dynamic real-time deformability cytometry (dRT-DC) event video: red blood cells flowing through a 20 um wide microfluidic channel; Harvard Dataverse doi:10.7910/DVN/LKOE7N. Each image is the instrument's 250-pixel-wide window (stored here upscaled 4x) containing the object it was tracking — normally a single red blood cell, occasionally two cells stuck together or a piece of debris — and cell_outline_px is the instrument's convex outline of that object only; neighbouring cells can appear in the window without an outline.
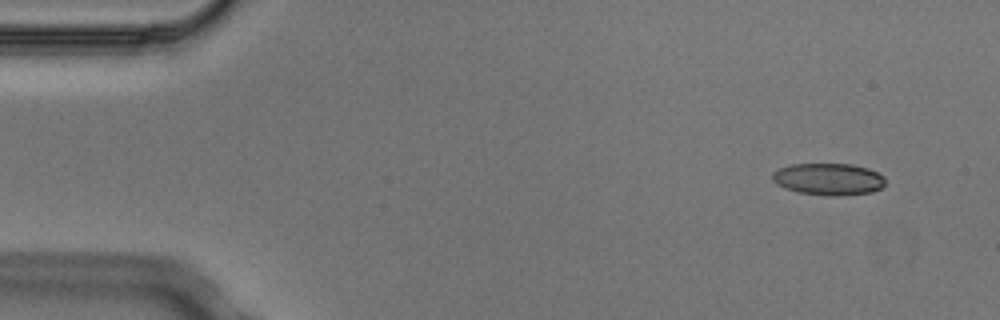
{"species": "Egyptian fruit bat (a non-hibernating species)", "species_latin": "Rousettus aegyptiacus", "temperature_condition": "cold", "stored_images_in_passage": 4, "camera_frame_rate_fps": 3000, "um_per_image_px": 0.085, "animal": {"sex": "male"}, "frame": {"image": 1, "passage_image": 1, "time_ms": 0.0, "image_size_px": [1000, 320], "cell_outline_px": [[884, 184], [880, 188], [872, 192], [836, 196], [828, 196], [800, 192], [784, 188], [776, 184], [772, 180], [772, 172], [780, 168], [792, 164], [852, 164], [868, 168], [884, 176]], "centroid_in_image_um": [70.4, 15.22], "position_along_channel_um": 14.6, "area_um2": 20.98}}
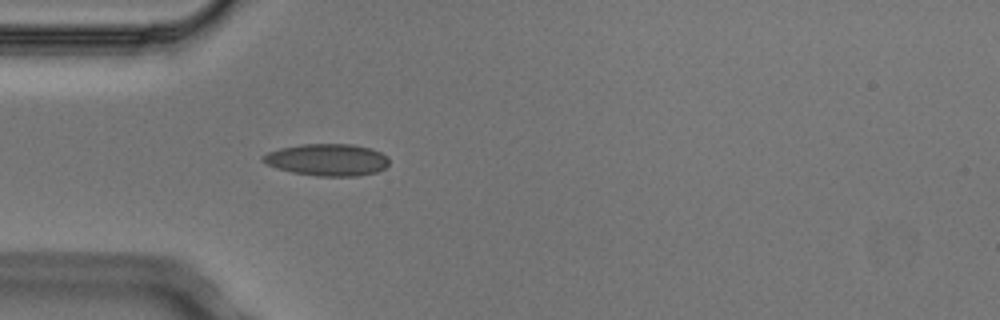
{"frame": {"image": 2, "passage_image": 4, "time_ms": 1.0, "image_size_px": [1000, 320], "cell_outline_px": [[388, 164], [384, 168], [376, 172], [356, 176], [320, 176], [292, 172], [276, 168], [260, 160], [260, 156], [268, 152], [280, 148], [300, 144], [352, 144], [372, 148], [388, 156]], "centroid_in_image_um": [27.8, 13.57], "position_along_channel_um": 57.2, "area_um2": 23.58}}